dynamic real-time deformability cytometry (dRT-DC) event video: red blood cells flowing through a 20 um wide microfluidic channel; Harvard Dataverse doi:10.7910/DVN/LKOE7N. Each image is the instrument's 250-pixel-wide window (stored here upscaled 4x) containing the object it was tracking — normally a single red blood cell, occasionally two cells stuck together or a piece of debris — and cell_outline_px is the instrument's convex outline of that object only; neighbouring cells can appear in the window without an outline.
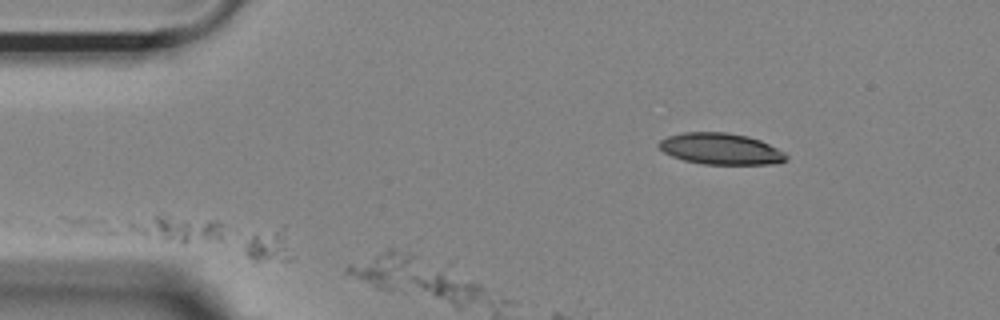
{"species": "Egyptian fruit bat (a non-hibernating species)", "species_latin": "Rousettus aegyptiacus", "temperature_condition": "room temperature", "stored_images_in_passage": 4, "segment_of_instrument_passage": [1, 2], "camera_frame_rate_fps": 3000, "um_per_image_px": 0.085, "animal": {"sex": "female"}, "frame": {"image": 1, "passage_image": 1, "time_ms": 0.0, "image_size_px": [1000, 320], "cell_outline_px": [[416, 256], [408, 268], [392, 288], [376, 288], [344, 276], [344, 272], [348, 264], [388, 248], [392, 248]], "centroid_in_image_um": [32.32, 22.8], "position_along_channel_um": 52.7, "area_um2": 13.18}}